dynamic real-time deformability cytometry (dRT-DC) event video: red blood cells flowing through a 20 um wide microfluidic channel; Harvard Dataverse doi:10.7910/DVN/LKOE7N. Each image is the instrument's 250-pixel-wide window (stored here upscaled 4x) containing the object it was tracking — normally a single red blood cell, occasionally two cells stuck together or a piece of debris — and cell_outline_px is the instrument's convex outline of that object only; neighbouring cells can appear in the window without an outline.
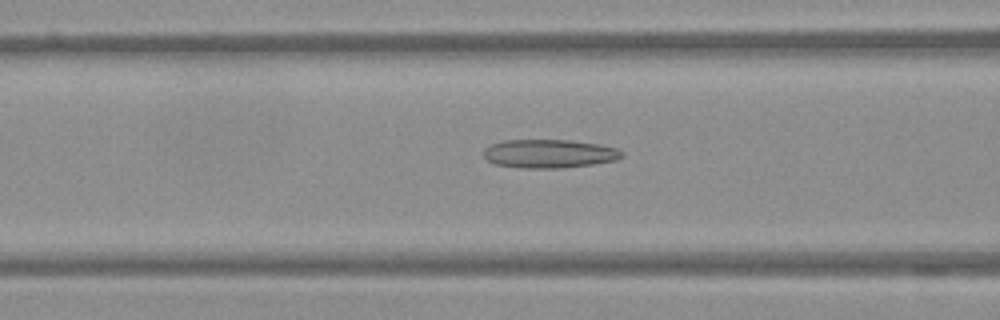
{"species": "Egyptian fruit bat (a non-hibernating species)", "species_latin": "Rousettus aegyptiacus", "temperature_condition": "warm", "stored_images_in_passage": 39, "camera_frame_rate_fps": 3000, "um_per_image_px": 0.085, "frame": {"image": 1, "passage_image": 7, "time_ms": 2.0, "image_size_px": [1000, 320], "cell_outline_px": [[624, 156], [616, 160], [592, 164], [556, 168], [520, 168], [496, 164], [488, 160], [484, 156], [484, 148], [488, 144], [504, 140], [568, 140], [600, 144], [616, 148], [624, 152]], "centroid_in_image_um": [46.67, 13.05], "position_along_channel_um": 119.9, "area_um2": 23.06}}
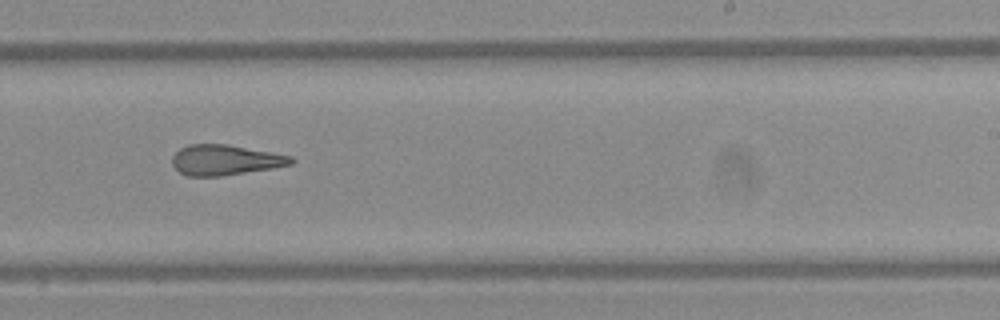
{"frame": {"image": 2, "passage_image": 19, "time_ms": 6.0, "image_size_px": [1000, 320], "cell_outline_px": [[296, 160], [292, 164], [272, 168], [220, 176], [188, 176], [180, 172], [172, 164], [172, 156], [180, 148], [188, 144], [228, 144], [292, 156]], "centroid_in_image_um": [19.14, 13.59], "position_along_channel_um": 269.9, "area_um2": 20.98}}
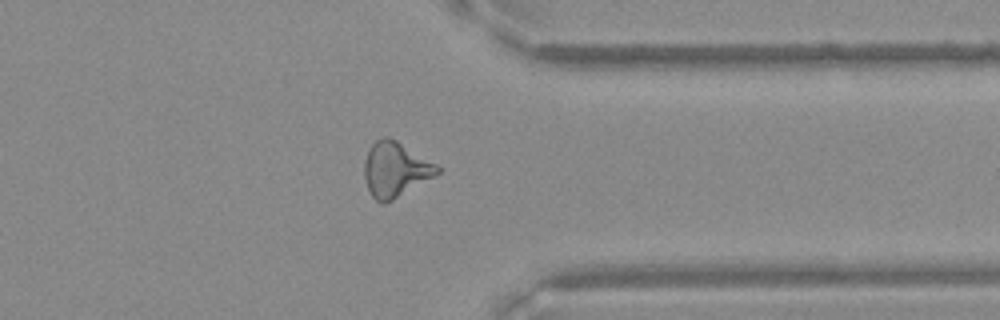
{"frame": {"image": 3, "passage_image": 28, "time_ms": 9.0, "image_size_px": [1000, 320], "cell_outline_px": [[440, 172], [436, 176], [392, 200], [384, 204], [380, 204], [372, 196], [368, 188], [364, 176], [364, 160], [372, 144], [376, 140], [384, 136], [388, 136], [396, 140], [436, 164], [440, 168]], "centroid_in_image_um": [33.6, 14.41], "position_along_channel_um": 377.8, "area_um2": 23.24}}